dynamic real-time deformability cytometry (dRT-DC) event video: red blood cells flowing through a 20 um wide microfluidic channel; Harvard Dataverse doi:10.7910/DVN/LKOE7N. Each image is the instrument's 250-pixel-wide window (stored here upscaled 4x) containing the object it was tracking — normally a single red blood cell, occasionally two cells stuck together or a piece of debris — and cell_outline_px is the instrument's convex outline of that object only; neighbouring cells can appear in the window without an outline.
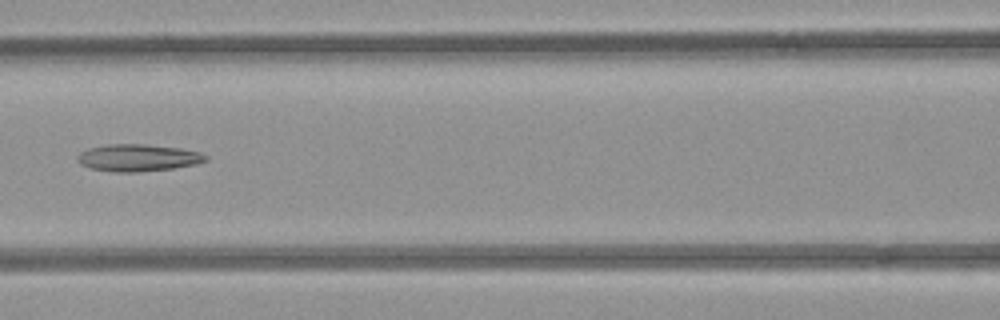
{"species": "common noctule bat (a hibernating species)", "species_latin": "Nyctalus noctula", "temperature_condition": "room temperature", "stored_images_in_passage": 7, "camera_frame_rate_fps": 3000, "um_per_image_px": 0.085, "animal": {"sex": "female", "body_mass_g": 21.9}, "frame": {"image": 1, "passage_image": 6, "time_ms": 6.0, "image_size_px": [1000, 320], "cell_outline_px": [[208, 160], [196, 164], [172, 168], [136, 172], [116, 172], [92, 168], [80, 164], [76, 160], [76, 156], [80, 152], [88, 148], [108, 144], [144, 144], [180, 148], [200, 152], [208, 156]], "centroid_in_image_um": [11.72, 13.4], "position_along_channel_um": 154.9, "area_um2": 20.23}}
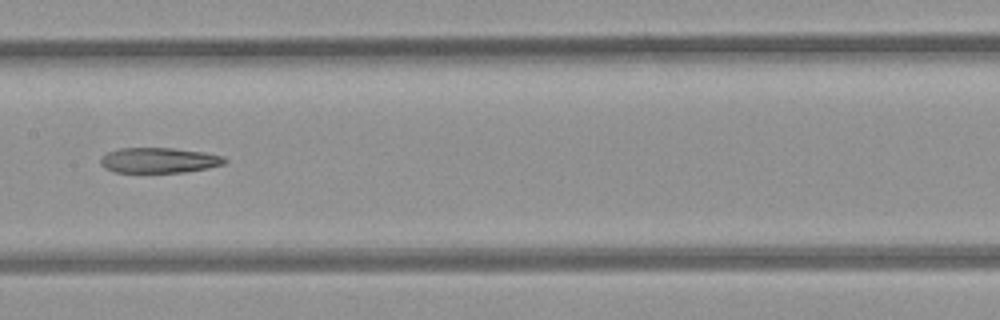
{"frame": {"image": 2, "passage_image": 7, "time_ms": 7.0, "image_size_px": [1000, 320], "cell_outline_px": [[228, 160], [224, 164], [208, 168], [184, 172], [116, 172], [104, 168], [100, 164], [100, 156], [108, 152], [120, 148], [172, 148], [204, 152], [224, 156]], "centroid_in_image_um": [13.51, 13.62], "position_along_channel_um": 193.9, "area_um2": 18.38}}